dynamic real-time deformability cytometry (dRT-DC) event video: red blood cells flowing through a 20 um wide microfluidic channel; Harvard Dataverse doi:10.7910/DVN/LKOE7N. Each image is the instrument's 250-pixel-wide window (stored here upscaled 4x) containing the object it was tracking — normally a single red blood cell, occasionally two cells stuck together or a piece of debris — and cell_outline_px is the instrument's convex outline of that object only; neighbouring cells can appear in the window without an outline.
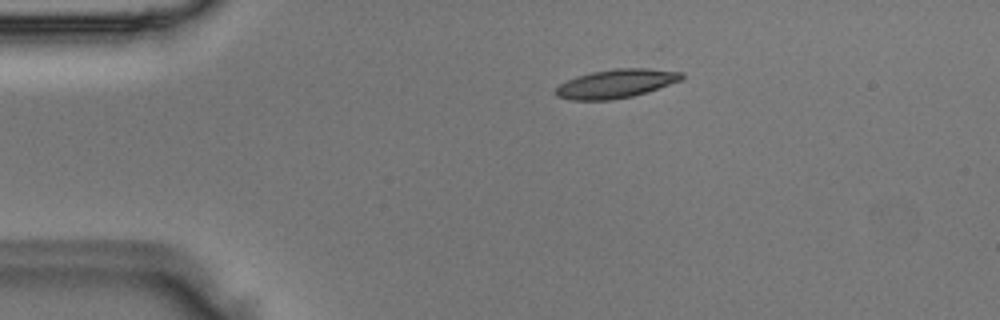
{"species": "Egyptian fruit bat (a non-hibernating species)", "species_latin": "Rousettus aegyptiacus", "temperature_condition": "room temperature", "stored_images_in_passage": 2, "camera_frame_rate_fps": 3000, "um_per_image_px": 0.085, "animal": {"sex": "male"}, "frame": {"image": 1, "passage_image": 1, "time_ms": 0.0, "image_size_px": [1000, 320], "cell_outline_px": [[684, 76], [680, 80], [648, 92], [632, 96], [608, 100], [572, 100], [556, 96], [552, 92], [560, 84], [576, 76], [592, 72], [616, 68], [648, 68], [684, 72]], "centroid_in_image_um": [52.35, 7.11], "position_along_channel_um": 32.7, "area_um2": 21.1}}